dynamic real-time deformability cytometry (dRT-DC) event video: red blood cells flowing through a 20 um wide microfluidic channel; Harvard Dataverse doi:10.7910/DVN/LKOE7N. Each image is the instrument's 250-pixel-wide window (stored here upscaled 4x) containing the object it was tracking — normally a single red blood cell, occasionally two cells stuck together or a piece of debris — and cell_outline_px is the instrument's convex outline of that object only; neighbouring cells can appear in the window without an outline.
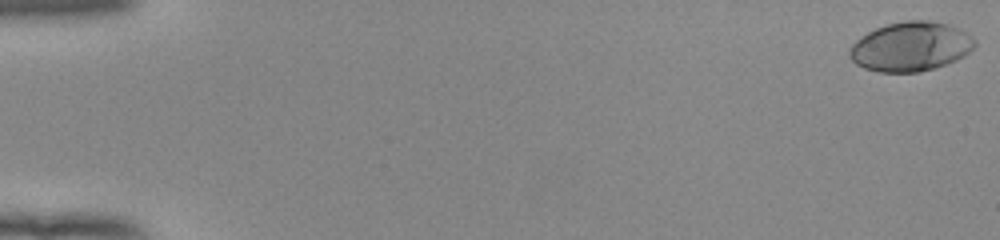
{"species": "human", "species_latin": "Homo sapiens", "temperature_condition": "room temperature", "stored_images_in_passage": 54, "camera_frame_rate_fps": 3000, "um_per_image_px": 0.085, "donor": {"sex": "female"}, "frame": {"image": 1, "passage_image": 1, "time_ms": 0.0, "image_size_px": [1000, 240], "cell_outline_px": [[976, 44], [964, 56], [956, 60], [920, 72], [880, 72], [864, 68], [856, 64], [848, 56], [848, 52], [852, 44], [856, 40], [868, 32], [876, 28], [888, 24], [904, 20], [928, 20], [948, 24], [960, 28], [972, 36], [976, 40]], "centroid_in_image_um": [77.4, 3.95], "position_along_channel_um": 7.6, "area_um2": 36.01}}
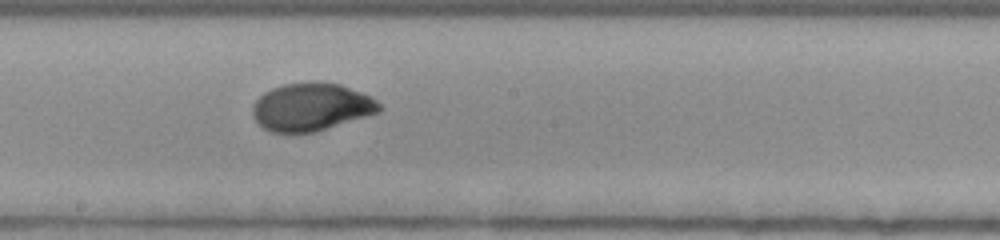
{"frame": {"image": 2, "passage_image": 31, "time_ms": 10.0, "image_size_px": [1000, 240], "cell_outline_px": [[384, 108], [380, 112], [316, 132], [272, 132], [264, 128], [252, 116], [252, 104], [264, 92], [272, 88], [284, 84], [316, 80], [340, 84], [372, 96]], "centroid_in_image_um": [26.48, 9.07], "position_along_channel_um": 221.7, "area_um2": 35.66}}
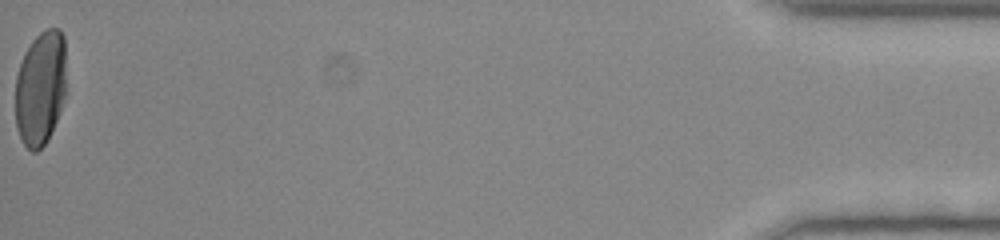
{"frame": {"image": 3, "passage_image": 54, "time_ms": 17.667, "image_size_px": [1000, 240], "cell_outline_px": [[64, 96], [60, 112], [48, 140], [36, 152], [32, 152], [24, 144], [16, 128], [16, 76], [24, 52], [32, 40], [40, 32], [48, 28], [60, 28], [64, 36]], "centroid_in_image_um": [3.43, 7.48], "position_along_channel_um": 431.8, "area_um2": 33.87}, "authors_computed_cell_mechanics": {"area_um2": 34.8534, "velocity_mm_per_s": 3.9285, "shape_relaxation_time_tau1_ms": 3.9277, "shape_relaxation_time_tau2_ms": null, "deformation_change_tau1": 0.1978, "deformation_change_tau2": null}}